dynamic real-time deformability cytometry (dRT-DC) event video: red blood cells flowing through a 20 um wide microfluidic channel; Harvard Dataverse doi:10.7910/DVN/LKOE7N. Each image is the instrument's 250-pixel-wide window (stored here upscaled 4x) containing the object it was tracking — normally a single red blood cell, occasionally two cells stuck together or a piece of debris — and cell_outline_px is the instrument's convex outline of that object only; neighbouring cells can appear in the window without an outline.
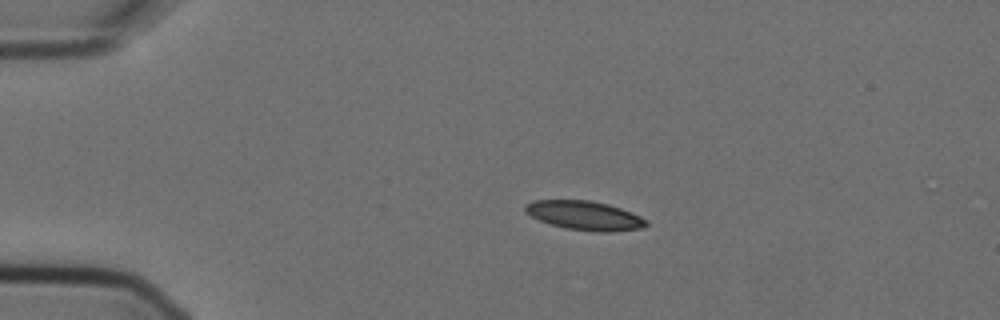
{"species": "Egyptian fruit bat (a non-hibernating species)", "species_latin": "Rousettus aegyptiacus", "temperature_condition": "cold", "stored_images_in_passage": 5, "camera_frame_rate_fps": 3000, "um_per_image_px": 0.085, "animal": {"sex": "female"}, "frame": {"image": 1, "passage_image": 3, "time_ms": 0.667, "image_size_px": [1000, 320], "cell_outline_px": [[648, 224], [644, 228], [612, 232], [596, 232], [568, 228], [552, 224], [540, 220], [524, 212], [524, 204], [532, 200], [588, 200], [608, 204], [632, 212], [648, 220]], "centroid_in_image_um": [49.72, 18.31], "position_along_channel_um": 35.3, "area_um2": 20.58}}
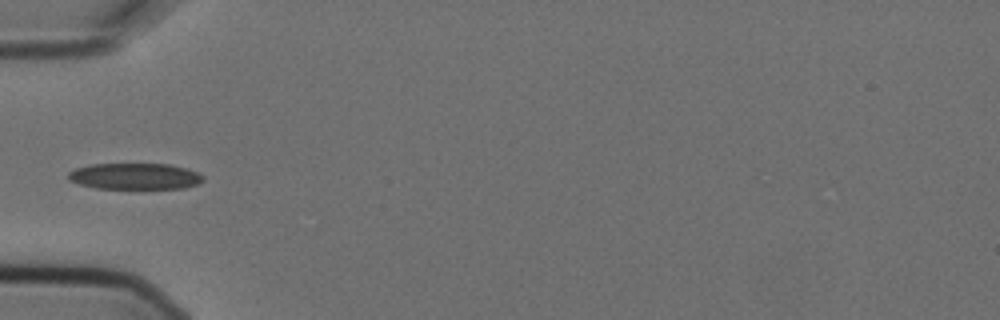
{"frame": {"image": 2, "passage_image": 5, "time_ms": 1.333, "image_size_px": [1000, 320], "cell_outline_px": [[204, 180], [196, 184], [184, 188], [96, 188], [80, 184], [68, 180], [68, 172], [76, 168], [92, 164], [168, 164], [188, 168], [204, 176]], "centroid_in_image_um": [11.47, 14.98], "position_along_channel_um": 73.5, "area_um2": 20.52}}